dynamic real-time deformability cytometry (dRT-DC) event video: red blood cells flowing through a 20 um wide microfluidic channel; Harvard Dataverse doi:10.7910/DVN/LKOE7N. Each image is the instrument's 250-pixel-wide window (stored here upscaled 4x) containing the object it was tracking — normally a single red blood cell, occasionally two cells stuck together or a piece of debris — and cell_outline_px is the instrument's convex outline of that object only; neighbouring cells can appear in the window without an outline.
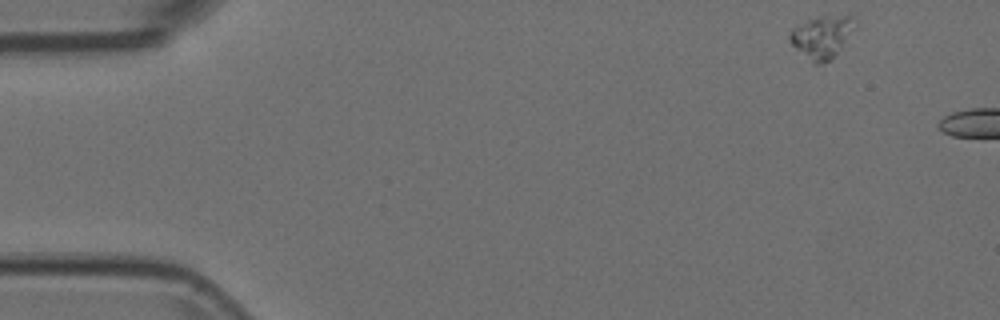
{"species": "Egyptian fruit bat (a non-hibernating species)", "species_latin": "Rousettus aegyptiacus", "temperature_condition": "room temperature", "stored_images_in_passage": 6, "camera_frame_rate_fps": 3000, "um_per_image_px": 0.085, "animal": {"sex": "female"}, "frame": {"image": 1, "passage_image": 1, "time_ms": 0.0, "image_size_px": [1000, 320], "cell_outline_px": [[856, 28], [840, 48], [828, 60], [816, 64], [812, 64], [792, 44], [788, 36], [792, 28], [816, 16], [852, 16], [856, 20]], "centroid_in_image_um": [69.86, 3.11], "position_along_channel_um": 15.1, "area_um2": 15.84}}